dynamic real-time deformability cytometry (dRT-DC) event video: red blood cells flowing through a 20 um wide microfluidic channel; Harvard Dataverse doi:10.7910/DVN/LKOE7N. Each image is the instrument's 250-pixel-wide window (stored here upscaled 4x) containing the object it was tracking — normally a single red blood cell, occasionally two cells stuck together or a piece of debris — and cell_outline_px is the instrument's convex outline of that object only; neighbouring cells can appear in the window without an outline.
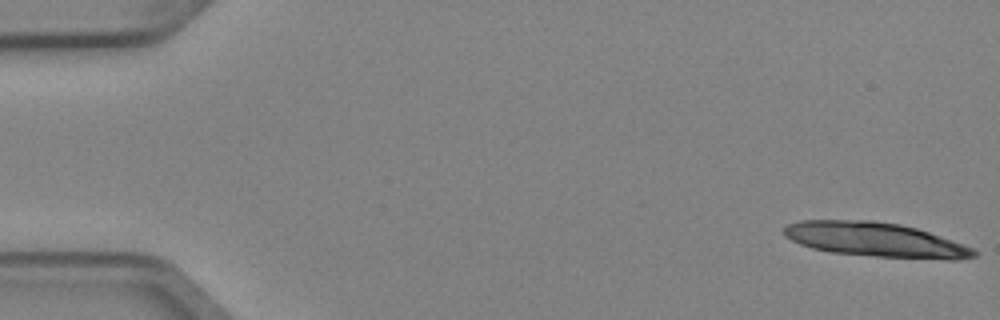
{"species": "Egyptian fruit bat (a non-hibernating species)", "species_latin": "Rousettus aegyptiacus", "temperature_condition": "cold", "stored_images_in_passage": 5, "camera_frame_rate_fps": 3000, "um_per_image_px": 0.085, "animal": {"sex": "female"}, "frame": {"image": 1, "passage_image": 1, "time_ms": 0.0, "image_size_px": [1000, 320], "cell_outline_px": [[976, 256], [956, 260], [948, 260], [876, 256], [828, 252], [812, 248], [800, 244], [784, 236], [784, 228], [788, 224], [800, 220], [872, 220], [900, 224], [916, 228], [928, 232], [972, 248], [976, 252]], "centroid_in_image_um": [74.37, 20.37], "position_along_channel_um": 10.6, "area_um2": 37.86}}